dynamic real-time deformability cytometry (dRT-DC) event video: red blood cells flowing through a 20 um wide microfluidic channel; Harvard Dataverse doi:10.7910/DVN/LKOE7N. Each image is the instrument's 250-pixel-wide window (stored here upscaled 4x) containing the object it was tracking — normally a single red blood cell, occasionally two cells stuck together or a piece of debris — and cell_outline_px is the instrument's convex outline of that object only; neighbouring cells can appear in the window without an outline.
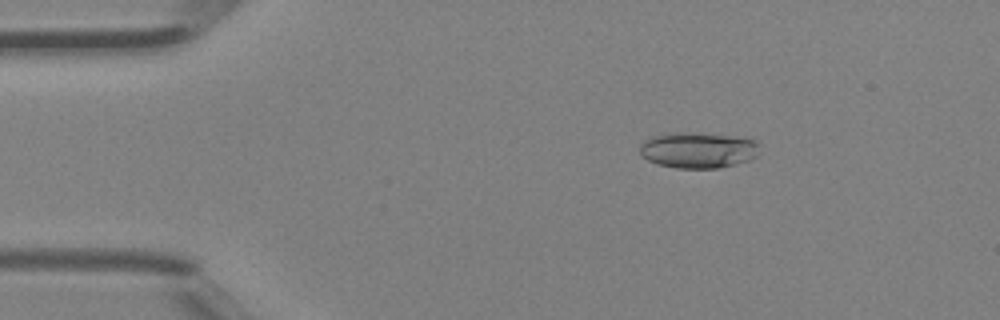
{"species": "Egyptian fruit bat (a non-hibernating species)", "species_latin": "Rousettus aegyptiacus", "temperature_condition": "room temperature", "stored_images_in_passage": 6, "camera_frame_rate_fps": 3000, "um_per_image_px": 0.085, "animal": {"sex": "female"}, "frame": {"image": 1, "passage_image": 3, "time_ms": 0.667, "image_size_px": [1000, 320], "cell_outline_px": [[760, 144], [756, 156], [748, 160], [736, 164], [720, 168], [676, 168], [656, 164], [648, 160], [640, 152], [640, 144], [644, 140], [652, 136], [668, 132], [692, 132], [752, 136]], "centroid_in_image_um": [59.39, 12.72], "position_along_channel_um": 25.6, "area_um2": 25.84}}
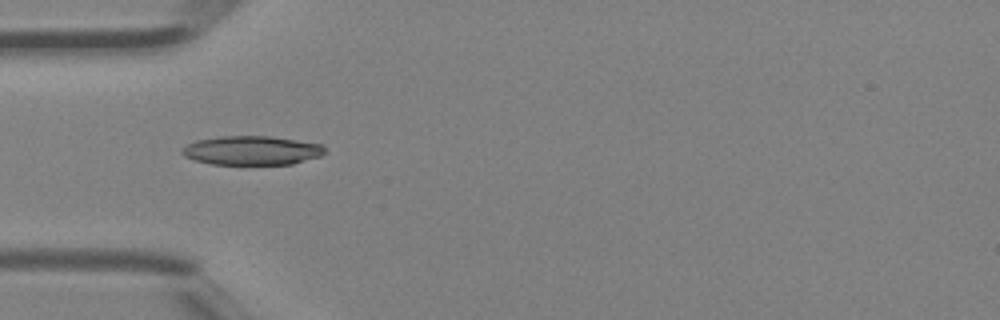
{"frame": {"image": 2, "passage_image": 5, "time_ms": 1.333, "image_size_px": [1000, 320], "cell_outline_px": [[324, 152], [320, 156], [292, 164], [212, 164], [196, 160], [184, 156], [180, 152], [188, 144], [196, 140], [220, 136], [268, 136], [324, 144]], "centroid_in_image_um": [21.4, 12.78], "position_along_channel_um": 63.6, "area_um2": 23.99}}
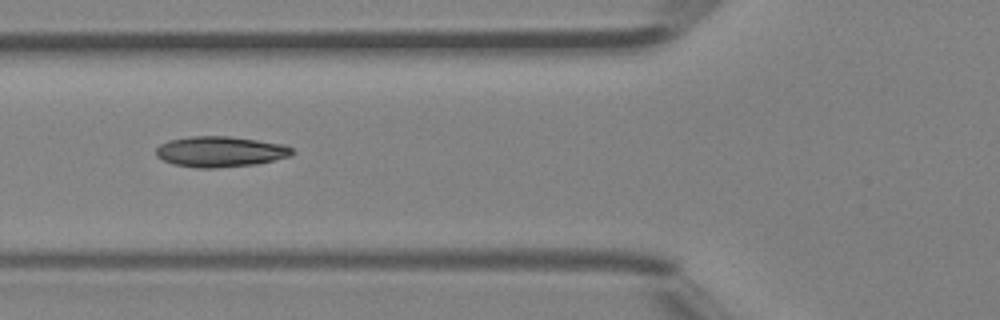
{"frame": {"image": 3, "passage_image": 6, "time_ms": 1.667, "image_size_px": [1000, 320], "cell_outline_px": [[296, 152], [292, 156], [256, 164], [216, 168], [196, 168], [172, 164], [156, 156], [156, 148], [160, 144], [168, 140], [192, 136], [228, 136], [284, 144], [292, 148]], "centroid_in_image_um": [18.73, 12.89], "position_along_channel_um": 107.1, "area_um2": 24.45}}